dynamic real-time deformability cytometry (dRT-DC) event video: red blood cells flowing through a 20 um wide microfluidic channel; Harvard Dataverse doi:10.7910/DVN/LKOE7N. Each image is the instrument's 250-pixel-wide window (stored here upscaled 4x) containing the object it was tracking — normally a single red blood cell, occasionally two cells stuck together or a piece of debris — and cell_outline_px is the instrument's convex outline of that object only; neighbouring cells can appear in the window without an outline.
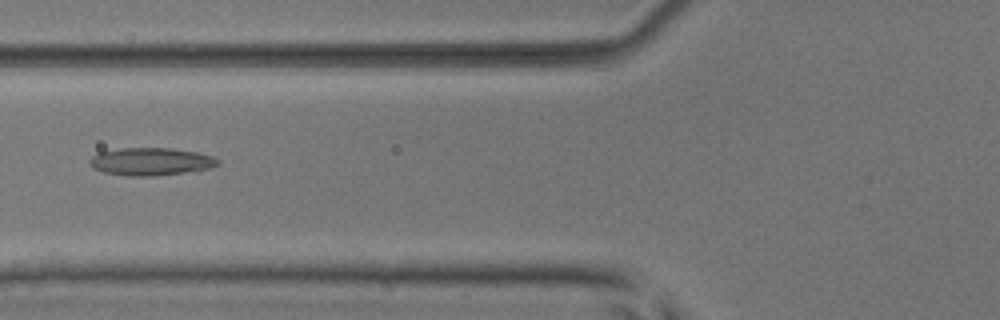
{"species": "common noctule bat (a hibernating species)", "species_latin": "Nyctalus noctula", "temperature_condition": "room temperature", "stored_images_in_passage": 41, "camera_frame_rate_fps": 3000, "um_per_image_px": 0.085, "animal": {"sex": "male", "body_mass_g": 17.9, "forearm_length_mm": 54.2}, "frame": {"image": 1, "passage_image": 21, "time_ms": 6.667, "image_size_px": [1000, 320], "cell_outline_px": [[220, 164], [196, 172], [156, 176], [128, 176], [104, 172], [92, 168], [88, 164], [88, 160], [92, 156], [100, 152], [120, 148], [172, 148], [196, 152], [212, 156], [220, 160]], "centroid_in_image_um": [12.84, 13.74], "position_along_channel_um": 113.0, "area_um2": 21.04}}
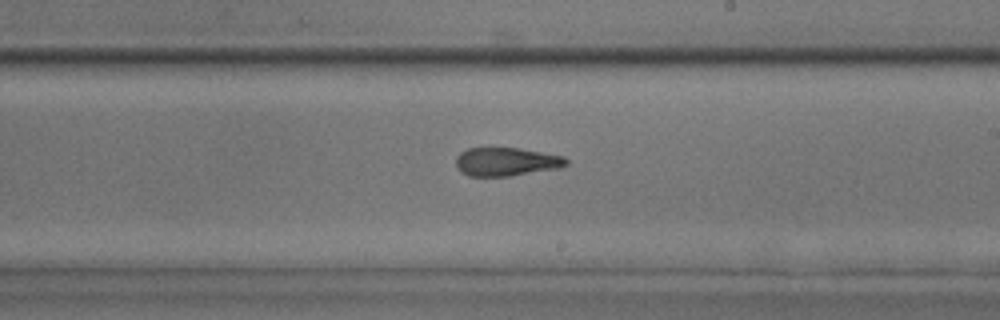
{"frame": {"image": 2, "passage_image": 31, "time_ms": 10.0, "image_size_px": [1000, 320], "cell_outline_px": [[568, 164], [560, 168], [508, 176], [468, 176], [460, 172], [456, 168], [456, 156], [460, 152], [468, 148], [520, 148], [564, 156], [568, 160]], "centroid_in_image_um": [43.02, 13.75], "position_along_channel_um": 246.0, "area_um2": 18.44}}
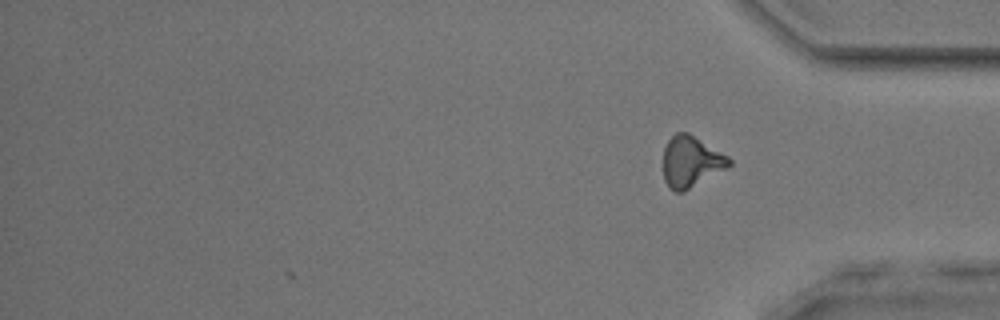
{"frame": {"image": 3, "passage_image": 41, "time_ms": 13.333, "image_size_px": [1000, 320], "cell_outline_px": [[732, 164], [728, 168], [684, 192], [676, 192], [668, 188], [664, 180], [664, 148], [668, 140], [676, 132], [688, 132], [728, 156], [732, 160]], "centroid_in_image_um": [58.74, 13.76], "position_along_channel_um": 376.5, "area_um2": 19.77}, "authors_computed_cell_mechanics": {"area_um2": 20.5768, "velocity_mm_per_s": 4.0074, "shape_relaxation_time_tau1_ms": null, "shape_relaxation_time_tau2_ms": 1.8645, "deformation_change_tau1": null, "deformation_change_tau2": 0.1139}}